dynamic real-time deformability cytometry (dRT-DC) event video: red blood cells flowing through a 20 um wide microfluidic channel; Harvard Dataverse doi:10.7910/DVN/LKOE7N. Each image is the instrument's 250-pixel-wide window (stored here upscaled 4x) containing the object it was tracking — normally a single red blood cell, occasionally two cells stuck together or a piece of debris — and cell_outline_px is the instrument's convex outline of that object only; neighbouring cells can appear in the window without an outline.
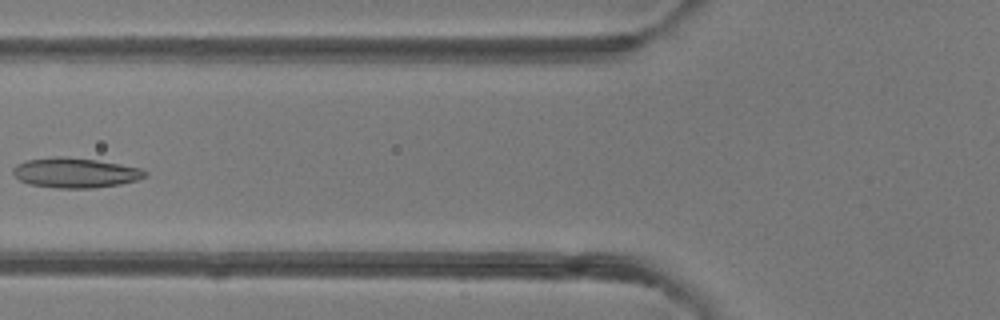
{"species": "common noctule bat (a hibernating species)", "species_latin": "Nyctalus noctula", "temperature_condition": "room temperature", "stored_images_in_passage": 6, "camera_frame_rate_fps": 3000, "um_per_image_px": 0.085, "animal": {"sex": "female"}, "frame": {"image": 1, "passage_image": 6, "time_ms": 6.333, "image_size_px": [1000, 320], "cell_outline_px": [[148, 176], [136, 180], [120, 184], [96, 188], [56, 188], [28, 184], [20, 180], [12, 172], [12, 168], [16, 164], [28, 160], [56, 156], [64, 156], [96, 160], [120, 164], [140, 168], [148, 172]], "centroid_in_image_um": [6.4, 14.69], "position_along_channel_um": 119.4, "area_um2": 23.12}}